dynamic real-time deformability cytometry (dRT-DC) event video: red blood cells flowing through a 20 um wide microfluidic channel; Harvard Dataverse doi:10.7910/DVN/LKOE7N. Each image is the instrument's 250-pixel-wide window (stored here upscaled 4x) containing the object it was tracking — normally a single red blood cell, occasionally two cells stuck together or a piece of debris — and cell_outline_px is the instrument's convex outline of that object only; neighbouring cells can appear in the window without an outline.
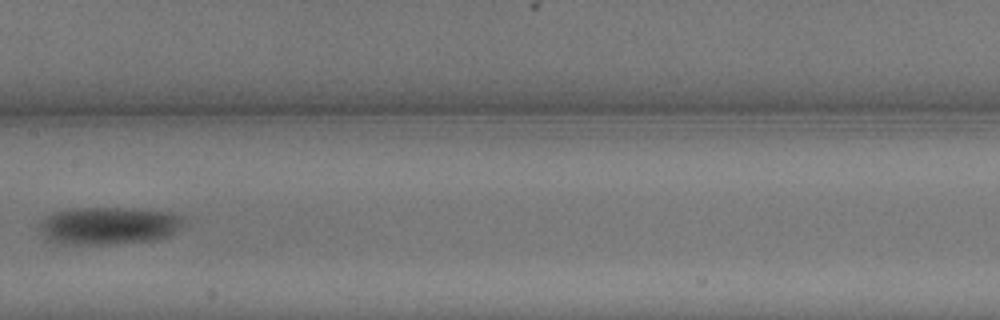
{"species": "common noctule bat (a hibernating species)", "species_latin": "Nyctalus noctula", "temperature_condition": "warm", "stored_images_in_passage": 18, "camera_frame_rate_fps": 3000, "um_per_image_px": 0.085, "animal": {"sex": "male", "body_mass_g": 13.3}, "frame": {"image": 1, "passage_image": 6, "time_ms": 1.667, "image_size_px": [1000, 320], "cell_outline_px": [[184, 224], [168, 236], [156, 240], [100, 244], [76, 244], [52, 240], [40, 232], [40, 224], [48, 216], [56, 212], [72, 208], [116, 208], [168, 212], [184, 216]], "centroid_in_image_um": [9.29, 19.17], "position_along_channel_um": 198.1, "area_um2": 30.75}}